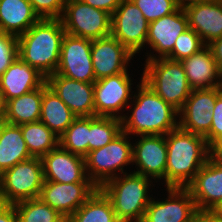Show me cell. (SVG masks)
Returning a JSON list of instances; mask_svg holds the SVG:
<instances>
[{"label":"cell","instance_id":"cell-1","mask_svg":"<svg viewBox=\"0 0 222 222\" xmlns=\"http://www.w3.org/2000/svg\"><path fill=\"white\" fill-rule=\"evenodd\" d=\"M166 137L167 165L165 182L167 188H186L196 173L211 157V148L204 136L180 129L168 132ZM187 181V182H186Z\"/></svg>","mask_w":222,"mask_h":222},{"label":"cell","instance_id":"cell-2","mask_svg":"<svg viewBox=\"0 0 222 222\" xmlns=\"http://www.w3.org/2000/svg\"><path fill=\"white\" fill-rule=\"evenodd\" d=\"M65 33L61 19H40L18 36V57L47 78L58 68Z\"/></svg>","mask_w":222,"mask_h":222},{"label":"cell","instance_id":"cell-3","mask_svg":"<svg viewBox=\"0 0 222 222\" xmlns=\"http://www.w3.org/2000/svg\"><path fill=\"white\" fill-rule=\"evenodd\" d=\"M139 88L132 115L129 118L120 116L122 131L127 135H166L178 128L175 119L178 110L165 102L143 80Z\"/></svg>","mask_w":222,"mask_h":222},{"label":"cell","instance_id":"cell-4","mask_svg":"<svg viewBox=\"0 0 222 222\" xmlns=\"http://www.w3.org/2000/svg\"><path fill=\"white\" fill-rule=\"evenodd\" d=\"M108 180L100 189L109 198L120 222H141L150 203L148 177L133 172Z\"/></svg>","mask_w":222,"mask_h":222},{"label":"cell","instance_id":"cell-5","mask_svg":"<svg viewBox=\"0 0 222 222\" xmlns=\"http://www.w3.org/2000/svg\"><path fill=\"white\" fill-rule=\"evenodd\" d=\"M142 80L178 111L192 91L182 63L168 58L156 59L149 55Z\"/></svg>","mask_w":222,"mask_h":222},{"label":"cell","instance_id":"cell-6","mask_svg":"<svg viewBox=\"0 0 222 222\" xmlns=\"http://www.w3.org/2000/svg\"><path fill=\"white\" fill-rule=\"evenodd\" d=\"M43 183L44 173L39 157H32L19 162L0 175L2 203L15 204L20 201L39 198Z\"/></svg>","mask_w":222,"mask_h":222},{"label":"cell","instance_id":"cell-7","mask_svg":"<svg viewBox=\"0 0 222 222\" xmlns=\"http://www.w3.org/2000/svg\"><path fill=\"white\" fill-rule=\"evenodd\" d=\"M61 21L67 34L96 40L111 35L112 15L81 0H66Z\"/></svg>","mask_w":222,"mask_h":222},{"label":"cell","instance_id":"cell-8","mask_svg":"<svg viewBox=\"0 0 222 222\" xmlns=\"http://www.w3.org/2000/svg\"><path fill=\"white\" fill-rule=\"evenodd\" d=\"M127 134L121 132L109 144L89 151L85 158V170L88 178L100 188L108 180L114 178L113 171L123 172L124 165L132 163V145L126 140ZM123 166V167H122ZM90 174V175H89Z\"/></svg>","mask_w":222,"mask_h":222},{"label":"cell","instance_id":"cell-9","mask_svg":"<svg viewBox=\"0 0 222 222\" xmlns=\"http://www.w3.org/2000/svg\"><path fill=\"white\" fill-rule=\"evenodd\" d=\"M149 23L132 0H122L112 14L111 35L133 55L145 44Z\"/></svg>","mask_w":222,"mask_h":222},{"label":"cell","instance_id":"cell-10","mask_svg":"<svg viewBox=\"0 0 222 222\" xmlns=\"http://www.w3.org/2000/svg\"><path fill=\"white\" fill-rule=\"evenodd\" d=\"M92 40L65 33L60 61L55 73L67 78L94 83L96 81L91 57Z\"/></svg>","mask_w":222,"mask_h":222},{"label":"cell","instance_id":"cell-11","mask_svg":"<svg viewBox=\"0 0 222 222\" xmlns=\"http://www.w3.org/2000/svg\"><path fill=\"white\" fill-rule=\"evenodd\" d=\"M222 87L192 90L183 107L178 127L189 133L205 136L211 128L212 111Z\"/></svg>","mask_w":222,"mask_h":222},{"label":"cell","instance_id":"cell-12","mask_svg":"<svg viewBox=\"0 0 222 222\" xmlns=\"http://www.w3.org/2000/svg\"><path fill=\"white\" fill-rule=\"evenodd\" d=\"M97 188L93 182L58 183L44 181L39 198L68 219Z\"/></svg>","mask_w":222,"mask_h":222},{"label":"cell","instance_id":"cell-13","mask_svg":"<svg viewBox=\"0 0 222 222\" xmlns=\"http://www.w3.org/2000/svg\"><path fill=\"white\" fill-rule=\"evenodd\" d=\"M165 201L150 200L141 222H189L198 210L187 188H167Z\"/></svg>","mask_w":222,"mask_h":222},{"label":"cell","instance_id":"cell-14","mask_svg":"<svg viewBox=\"0 0 222 222\" xmlns=\"http://www.w3.org/2000/svg\"><path fill=\"white\" fill-rule=\"evenodd\" d=\"M131 80L127 71L104 77L94 82V116L115 117L116 112L127 106Z\"/></svg>","mask_w":222,"mask_h":222},{"label":"cell","instance_id":"cell-15","mask_svg":"<svg viewBox=\"0 0 222 222\" xmlns=\"http://www.w3.org/2000/svg\"><path fill=\"white\" fill-rule=\"evenodd\" d=\"M48 87L77 116H94V83L76 81L54 73L46 78Z\"/></svg>","mask_w":222,"mask_h":222},{"label":"cell","instance_id":"cell-16","mask_svg":"<svg viewBox=\"0 0 222 222\" xmlns=\"http://www.w3.org/2000/svg\"><path fill=\"white\" fill-rule=\"evenodd\" d=\"M44 181L58 183L92 182L86 177L85 158L60 145L42 156Z\"/></svg>","mask_w":222,"mask_h":222},{"label":"cell","instance_id":"cell-17","mask_svg":"<svg viewBox=\"0 0 222 222\" xmlns=\"http://www.w3.org/2000/svg\"><path fill=\"white\" fill-rule=\"evenodd\" d=\"M134 55L116 38L109 35L92 40L91 57L95 79L123 73Z\"/></svg>","mask_w":222,"mask_h":222},{"label":"cell","instance_id":"cell-18","mask_svg":"<svg viewBox=\"0 0 222 222\" xmlns=\"http://www.w3.org/2000/svg\"><path fill=\"white\" fill-rule=\"evenodd\" d=\"M186 188L197 209H215L222 203V165L210 157Z\"/></svg>","mask_w":222,"mask_h":222},{"label":"cell","instance_id":"cell-19","mask_svg":"<svg viewBox=\"0 0 222 222\" xmlns=\"http://www.w3.org/2000/svg\"><path fill=\"white\" fill-rule=\"evenodd\" d=\"M166 137L163 135H142L132 147V162L139 166L135 173L151 178L165 179L167 165Z\"/></svg>","mask_w":222,"mask_h":222},{"label":"cell","instance_id":"cell-20","mask_svg":"<svg viewBox=\"0 0 222 222\" xmlns=\"http://www.w3.org/2000/svg\"><path fill=\"white\" fill-rule=\"evenodd\" d=\"M188 28L187 14L184 9L178 8L172 14L149 23L146 42L159 52L160 58H166L173 51L177 38Z\"/></svg>","mask_w":222,"mask_h":222},{"label":"cell","instance_id":"cell-21","mask_svg":"<svg viewBox=\"0 0 222 222\" xmlns=\"http://www.w3.org/2000/svg\"><path fill=\"white\" fill-rule=\"evenodd\" d=\"M45 82L44 76L18 57L0 76V102L3 106L10 99L40 88Z\"/></svg>","mask_w":222,"mask_h":222},{"label":"cell","instance_id":"cell-22","mask_svg":"<svg viewBox=\"0 0 222 222\" xmlns=\"http://www.w3.org/2000/svg\"><path fill=\"white\" fill-rule=\"evenodd\" d=\"M181 63L192 90L222 87V80H220L222 71L218 68L208 45H205L196 54L182 60ZM217 78L219 81L214 82Z\"/></svg>","mask_w":222,"mask_h":222},{"label":"cell","instance_id":"cell-23","mask_svg":"<svg viewBox=\"0 0 222 222\" xmlns=\"http://www.w3.org/2000/svg\"><path fill=\"white\" fill-rule=\"evenodd\" d=\"M184 10L189 28L200 36L205 45L222 36V0L193 4Z\"/></svg>","mask_w":222,"mask_h":222},{"label":"cell","instance_id":"cell-24","mask_svg":"<svg viewBox=\"0 0 222 222\" xmlns=\"http://www.w3.org/2000/svg\"><path fill=\"white\" fill-rule=\"evenodd\" d=\"M39 20L29 0H0V32L18 37Z\"/></svg>","mask_w":222,"mask_h":222},{"label":"cell","instance_id":"cell-25","mask_svg":"<svg viewBox=\"0 0 222 222\" xmlns=\"http://www.w3.org/2000/svg\"><path fill=\"white\" fill-rule=\"evenodd\" d=\"M42 97L43 85L20 97L8 100L2 106L3 121L12 125L39 121Z\"/></svg>","mask_w":222,"mask_h":222},{"label":"cell","instance_id":"cell-26","mask_svg":"<svg viewBox=\"0 0 222 222\" xmlns=\"http://www.w3.org/2000/svg\"><path fill=\"white\" fill-rule=\"evenodd\" d=\"M32 158L19 125L0 124V175L19 162Z\"/></svg>","mask_w":222,"mask_h":222},{"label":"cell","instance_id":"cell-27","mask_svg":"<svg viewBox=\"0 0 222 222\" xmlns=\"http://www.w3.org/2000/svg\"><path fill=\"white\" fill-rule=\"evenodd\" d=\"M77 116L61 101V99L43 84L40 121L58 137L73 123Z\"/></svg>","mask_w":222,"mask_h":222},{"label":"cell","instance_id":"cell-28","mask_svg":"<svg viewBox=\"0 0 222 222\" xmlns=\"http://www.w3.org/2000/svg\"><path fill=\"white\" fill-rule=\"evenodd\" d=\"M68 220L69 222H120L111 201L100 188H97Z\"/></svg>","mask_w":222,"mask_h":222},{"label":"cell","instance_id":"cell-29","mask_svg":"<svg viewBox=\"0 0 222 222\" xmlns=\"http://www.w3.org/2000/svg\"><path fill=\"white\" fill-rule=\"evenodd\" d=\"M19 126L26 147L32 157L41 158L59 145V137L40 120Z\"/></svg>","mask_w":222,"mask_h":222},{"label":"cell","instance_id":"cell-30","mask_svg":"<svg viewBox=\"0 0 222 222\" xmlns=\"http://www.w3.org/2000/svg\"><path fill=\"white\" fill-rule=\"evenodd\" d=\"M122 132L121 119L115 117H89V151L109 144Z\"/></svg>","mask_w":222,"mask_h":222},{"label":"cell","instance_id":"cell-31","mask_svg":"<svg viewBox=\"0 0 222 222\" xmlns=\"http://www.w3.org/2000/svg\"><path fill=\"white\" fill-rule=\"evenodd\" d=\"M89 117H77L59 137V145L69 152L85 157L89 152Z\"/></svg>","mask_w":222,"mask_h":222},{"label":"cell","instance_id":"cell-32","mask_svg":"<svg viewBox=\"0 0 222 222\" xmlns=\"http://www.w3.org/2000/svg\"><path fill=\"white\" fill-rule=\"evenodd\" d=\"M13 205L19 222H63L66 219L40 198L20 201Z\"/></svg>","mask_w":222,"mask_h":222},{"label":"cell","instance_id":"cell-33","mask_svg":"<svg viewBox=\"0 0 222 222\" xmlns=\"http://www.w3.org/2000/svg\"><path fill=\"white\" fill-rule=\"evenodd\" d=\"M204 46L205 44L200 36L194 30L188 28L177 38L173 51L166 58L181 62L196 54Z\"/></svg>","mask_w":222,"mask_h":222},{"label":"cell","instance_id":"cell-34","mask_svg":"<svg viewBox=\"0 0 222 222\" xmlns=\"http://www.w3.org/2000/svg\"><path fill=\"white\" fill-rule=\"evenodd\" d=\"M148 23L172 14L178 9L174 0H132Z\"/></svg>","mask_w":222,"mask_h":222},{"label":"cell","instance_id":"cell-35","mask_svg":"<svg viewBox=\"0 0 222 222\" xmlns=\"http://www.w3.org/2000/svg\"><path fill=\"white\" fill-rule=\"evenodd\" d=\"M18 58V37L0 32V76Z\"/></svg>","mask_w":222,"mask_h":222},{"label":"cell","instance_id":"cell-36","mask_svg":"<svg viewBox=\"0 0 222 222\" xmlns=\"http://www.w3.org/2000/svg\"><path fill=\"white\" fill-rule=\"evenodd\" d=\"M40 19H61L66 0H29Z\"/></svg>","mask_w":222,"mask_h":222},{"label":"cell","instance_id":"cell-37","mask_svg":"<svg viewBox=\"0 0 222 222\" xmlns=\"http://www.w3.org/2000/svg\"><path fill=\"white\" fill-rule=\"evenodd\" d=\"M212 114L210 131L204 136L210 148L222 140V91L217 96Z\"/></svg>","mask_w":222,"mask_h":222},{"label":"cell","instance_id":"cell-38","mask_svg":"<svg viewBox=\"0 0 222 222\" xmlns=\"http://www.w3.org/2000/svg\"><path fill=\"white\" fill-rule=\"evenodd\" d=\"M83 3L88 4L97 9L113 14L122 0H81Z\"/></svg>","mask_w":222,"mask_h":222},{"label":"cell","instance_id":"cell-39","mask_svg":"<svg viewBox=\"0 0 222 222\" xmlns=\"http://www.w3.org/2000/svg\"><path fill=\"white\" fill-rule=\"evenodd\" d=\"M195 222H222V216L215 209H198Z\"/></svg>","mask_w":222,"mask_h":222},{"label":"cell","instance_id":"cell-40","mask_svg":"<svg viewBox=\"0 0 222 222\" xmlns=\"http://www.w3.org/2000/svg\"><path fill=\"white\" fill-rule=\"evenodd\" d=\"M0 222H19L17 212L13 204H2L0 206Z\"/></svg>","mask_w":222,"mask_h":222},{"label":"cell","instance_id":"cell-41","mask_svg":"<svg viewBox=\"0 0 222 222\" xmlns=\"http://www.w3.org/2000/svg\"><path fill=\"white\" fill-rule=\"evenodd\" d=\"M208 46L212 50L213 58L216 60L218 68L222 71V36L213 40Z\"/></svg>","mask_w":222,"mask_h":222},{"label":"cell","instance_id":"cell-42","mask_svg":"<svg viewBox=\"0 0 222 222\" xmlns=\"http://www.w3.org/2000/svg\"><path fill=\"white\" fill-rule=\"evenodd\" d=\"M211 157L222 165V140L211 148Z\"/></svg>","mask_w":222,"mask_h":222},{"label":"cell","instance_id":"cell-43","mask_svg":"<svg viewBox=\"0 0 222 222\" xmlns=\"http://www.w3.org/2000/svg\"><path fill=\"white\" fill-rule=\"evenodd\" d=\"M178 8L185 9L187 6L197 4V3H204L211 0H174ZM187 1V3L185 2Z\"/></svg>","mask_w":222,"mask_h":222},{"label":"cell","instance_id":"cell-44","mask_svg":"<svg viewBox=\"0 0 222 222\" xmlns=\"http://www.w3.org/2000/svg\"><path fill=\"white\" fill-rule=\"evenodd\" d=\"M215 210L222 216V203L218 205Z\"/></svg>","mask_w":222,"mask_h":222},{"label":"cell","instance_id":"cell-45","mask_svg":"<svg viewBox=\"0 0 222 222\" xmlns=\"http://www.w3.org/2000/svg\"><path fill=\"white\" fill-rule=\"evenodd\" d=\"M3 121L2 104L0 102V122Z\"/></svg>","mask_w":222,"mask_h":222},{"label":"cell","instance_id":"cell-46","mask_svg":"<svg viewBox=\"0 0 222 222\" xmlns=\"http://www.w3.org/2000/svg\"><path fill=\"white\" fill-rule=\"evenodd\" d=\"M189 222H195V216H194V218H193L191 221H189Z\"/></svg>","mask_w":222,"mask_h":222},{"label":"cell","instance_id":"cell-47","mask_svg":"<svg viewBox=\"0 0 222 222\" xmlns=\"http://www.w3.org/2000/svg\"><path fill=\"white\" fill-rule=\"evenodd\" d=\"M3 203H2V200H1V196H0V206L2 205Z\"/></svg>","mask_w":222,"mask_h":222}]
</instances>
